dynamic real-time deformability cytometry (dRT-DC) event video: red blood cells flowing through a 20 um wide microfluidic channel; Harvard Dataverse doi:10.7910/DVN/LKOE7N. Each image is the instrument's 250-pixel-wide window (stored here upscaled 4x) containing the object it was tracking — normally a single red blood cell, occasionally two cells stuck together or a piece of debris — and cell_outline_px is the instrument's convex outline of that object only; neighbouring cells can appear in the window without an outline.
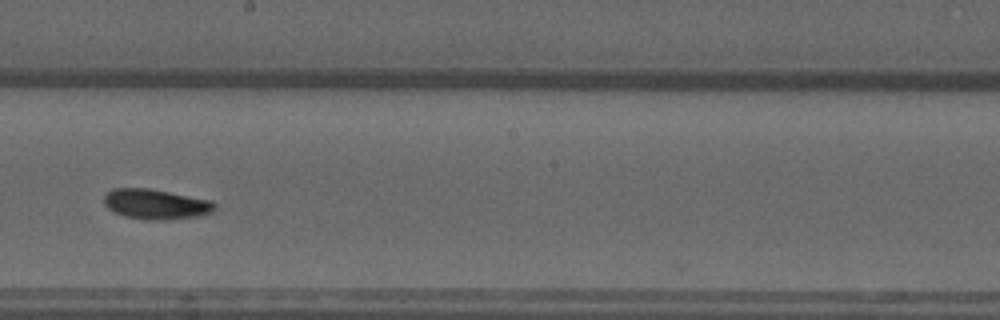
{"species": "common noctule bat (a hibernating species)", "species_latin": "Nyctalus noctula", "temperature_condition": "warm", "stored_images_in_passage": 29, "camera_frame_rate_fps": 3000, "um_per_image_px": 0.085, "animal": {"sex": "male", "forearm_length_mm": 52.5}, "frame": {"image": 1, "passage_image": 16, "time_ms": 5.0, "image_size_px": [1000, 320], "cell_outline_px": [[216, 208], [212, 212], [196, 216], [168, 220], [144, 220], [124, 216], [108, 208], [104, 204], [104, 196], [108, 192], [116, 188], [148, 188], [212, 200], [216, 204]], "centroid_in_image_um": [13.26, 17.36], "position_along_channel_um": 234.9, "area_um2": 19.42}, "authors_computed_cell_mechanics": {"area_um2": 18.207, "velocity_mm_per_s": 3.7395, "shape_relaxation_time_tau1_ms": 0.0281, "shape_relaxation_time_tau2_ms": null, "deformation_change_tau1": 0.312, "deformation_change_tau2": null}}